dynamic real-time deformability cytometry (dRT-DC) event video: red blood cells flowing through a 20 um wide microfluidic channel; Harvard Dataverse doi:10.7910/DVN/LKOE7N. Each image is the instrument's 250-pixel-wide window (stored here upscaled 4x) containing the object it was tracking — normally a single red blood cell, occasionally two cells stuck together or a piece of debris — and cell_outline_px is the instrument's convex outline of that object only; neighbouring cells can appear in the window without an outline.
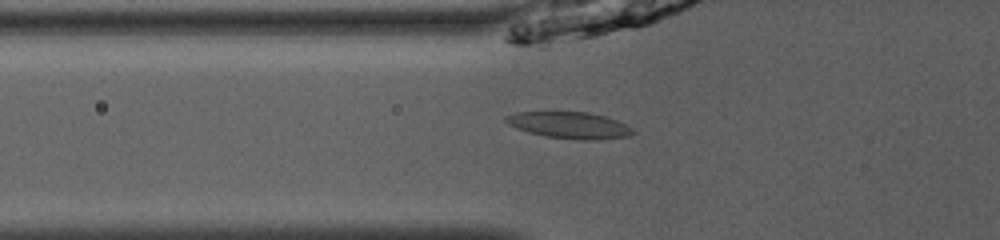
{"species": "common noctule bat (a hibernating species)", "species_latin": "Nyctalus noctula", "temperature_condition": "room temperature", "stored_images_in_passage": 41, "camera_frame_rate_fps": 3000, "um_per_image_px": 0.085, "animal": {"sex": "male", "body_mass_g": 13.0, "forearm_length_mm": 53.1}, "frame": {"image": 1, "passage_image": 9, "time_ms": 2.667, "image_size_px": [1000, 240], "cell_outline_px": [[636, 132], [628, 136], [596, 140], [580, 140], [544, 136], [528, 132], [516, 128], [508, 124], [504, 120], [504, 116], [516, 112], [588, 112], [604, 116], [616, 120], [632, 128]], "centroid_in_image_um": [48.38, 10.64], "position_along_channel_um": 77.4, "area_um2": 19.65}}
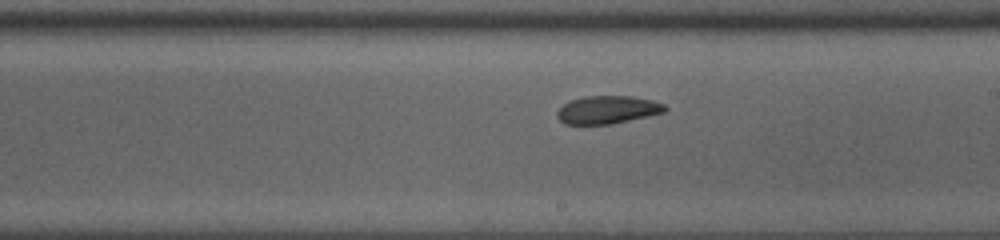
{"frame": {"image": 2, "passage_image": 21, "time_ms": 6.667, "image_size_px": [1000, 240], "cell_outline_px": [[668, 108], [664, 112], [648, 116], [612, 124], [564, 124], [556, 116], [556, 112], [564, 104], [572, 100], [584, 96], [632, 96], [652, 100], [664, 104]], "centroid_in_image_um": [51.64, 9.33], "position_along_channel_um": 237.4, "area_um2": 17.51}}
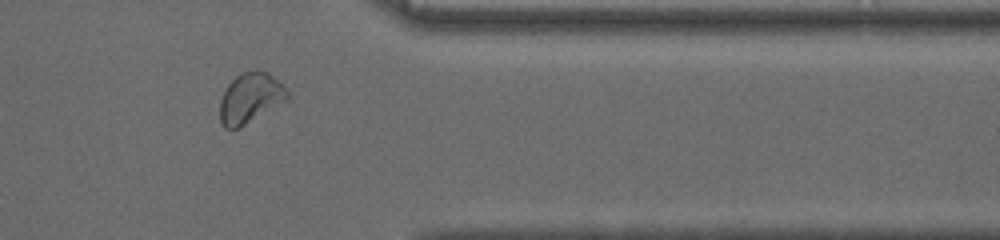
{"frame": {"image": 3, "passage_image": 33, "time_ms": 10.667, "image_size_px": [1000, 240], "cell_outline_px": [[292, 96], [288, 100], [240, 128], [224, 128], [220, 124], [220, 100], [228, 84], [236, 76], [244, 72], [256, 68], [268, 72], [284, 84], [288, 88]], "centroid_in_image_um": [21.33, 8.32], "position_along_channel_um": 390.1, "area_um2": 20.29}, "authors_computed_cell_mechanics": {"area_um2": 18.8428, "velocity_mm_per_s": 3.9732, "shape_relaxation_time_tau1_ms": 3.0915, "shape_relaxation_time_tau2_ms": 2.5834, "deformation_change_tau1": 0.0973, "deformation_change_tau2": 0.062}}